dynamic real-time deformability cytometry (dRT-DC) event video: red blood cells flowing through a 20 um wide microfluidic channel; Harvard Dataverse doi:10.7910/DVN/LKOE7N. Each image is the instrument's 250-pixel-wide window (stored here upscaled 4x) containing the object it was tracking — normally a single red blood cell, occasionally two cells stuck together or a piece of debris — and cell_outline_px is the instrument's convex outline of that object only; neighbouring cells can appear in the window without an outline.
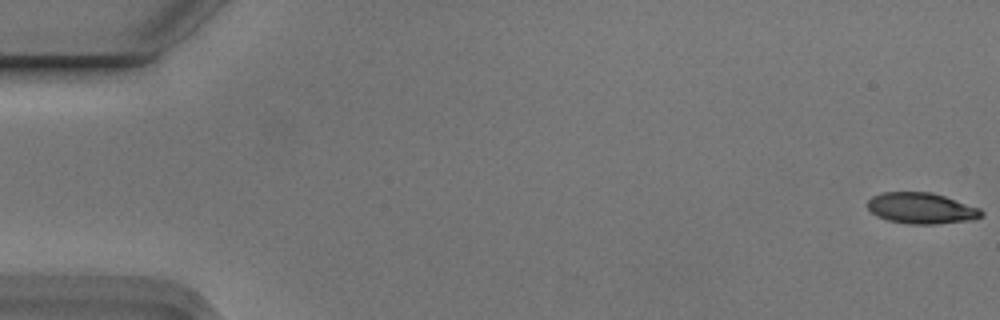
{"species": "Egyptian fruit bat (a non-hibernating species)", "species_latin": "Rousettus aegyptiacus", "temperature_condition": "cold", "stored_images_in_passage": 5, "camera_frame_rate_fps": 3000, "um_per_image_px": 0.085, "animal": {"sex": "male"}, "frame": {"image": 1, "passage_image": 1, "time_ms": 0.0, "image_size_px": [1000, 320], "cell_outline_px": [[984, 216], [976, 220], [936, 224], [908, 224], [888, 220], [876, 216], [868, 208], [868, 200], [872, 196], [884, 192], [932, 192], [980, 208], [984, 212]], "centroid_in_image_um": [78.36, 17.71], "position_along_channel_um": 6.6, "area_um2": 20.75}}